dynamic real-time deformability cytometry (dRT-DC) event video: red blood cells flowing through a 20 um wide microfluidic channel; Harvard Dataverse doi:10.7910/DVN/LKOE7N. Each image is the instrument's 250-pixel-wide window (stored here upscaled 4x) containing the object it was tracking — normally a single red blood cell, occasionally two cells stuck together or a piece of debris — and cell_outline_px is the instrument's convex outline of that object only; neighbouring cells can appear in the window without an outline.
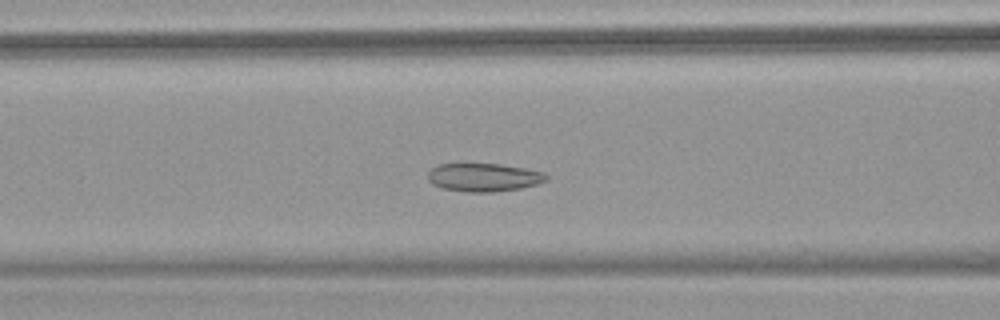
{"species": "common noctule bat (a hibernating species)", "species_latin": "Nyctalus noctula", "temperature_condition": "warm", "stored_images_in_passage": 51, "camera_frame_rate_fps": 3000, "um_per_image_px": 0.085, "animal": {"sex": "female", "body_mass_g": 18.4}, "frame": {"image": 1, "passage_image": 20, "time_ms": 6.333, "image_size_px": [1000, 320], "cell_outline_px": [[548, 180], [536, 184], [520, 188], [496, 192], [464, 192], [440, 188], [432, 184], [428, 180], [428, 172], [436, 164], [500, 164], [524, 168], [544, 172], [548, 176]], "centroid_in_image_um": [41.09, 15.08], "position_along_channel_um": 125.5, "area_um2": 19.65}}
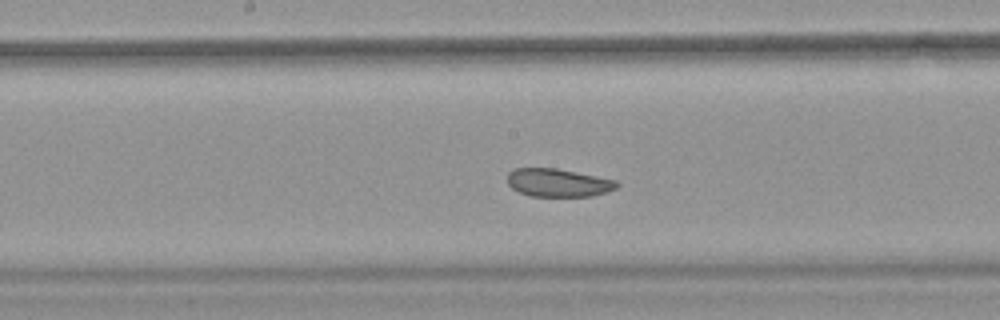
{"frame": {"image": 2, "passage_image": 26, "time_ms": 8.333, "image_size_px": [1000, 320], "cell_outline_px": [[620, 184], [616, 188], [608, 192], [592, 196], [528, 196], [512, 188], [508, 184], [508, 172], [516, 168], [556, 168], [616, 180]], "centroid_in_image_um": [47.45, 15.53], "position_along_channel_um": 200.7, "area_um2": 17.92}}
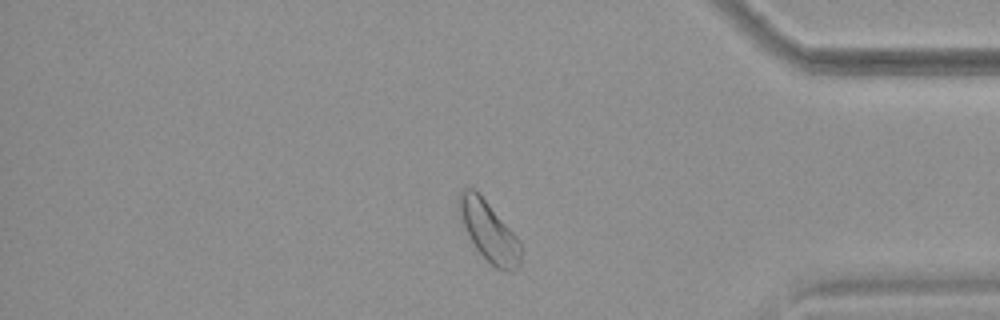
{"frame": {"image": 3, "passage_image": 43, "time_ms": 14.0, "image_size_px": [1000, 320], "cell_outline_px": [[520, 264], [512, 272], [504, 272], [496, 268], [476, 248], [464, 224], [456, 200], [460, 192], [464, 188], [472, 188], [488, 204], [520, 240]], "centroid_in_image_um": [41.57, 19.69], "position_along_channel_um": 393.6, "area_um2": 20.81}, "authors_computed_cell_mechanics": {"area_um2": 21.1548, "velocity_mm_per_s": 3.7791, "shape_relaxation_time_tau1_ms": null, "shape_relaxation_time_tau2_ms": 2.2831, "deformation_change_tau1": null, "deformation_change_tau2": 0.0699}}